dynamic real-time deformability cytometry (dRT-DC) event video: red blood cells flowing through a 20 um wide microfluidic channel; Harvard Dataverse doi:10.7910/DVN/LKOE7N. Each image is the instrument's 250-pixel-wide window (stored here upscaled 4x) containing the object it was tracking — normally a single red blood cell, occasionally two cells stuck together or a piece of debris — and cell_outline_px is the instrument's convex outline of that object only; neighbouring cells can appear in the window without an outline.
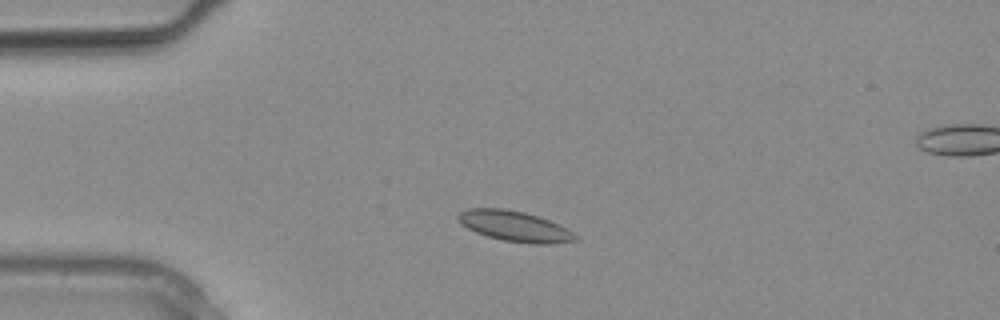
{"species": "common noctule bat (a hibernating species)", "species_latin": "Nyctalus noctula", "temperature_condition": "warm", "stored_images_in_passage": 3, "camera_frame_rate_fps": 3000, "um_per_image_px": 0.085, "animal": {"sex": "male", "body_mass_g": 20.4}, "frame": {"image": 1, "passage_image": 2, "time_ms": 0.333, "image_size_px": [1000, 320], "cell_outline_px": [[580, 240], [552, 244], [532, 244], [504, 240], [488, 236], [476, 232], [460, 224], [456, 220], [456, 216], [460, 212], [468, 208], [504, 208], [524, 212], [548, 220], [572, 232]], "centroid_in_image_um": [43.7, 19.23], "position_along_channel_um": 41.3, "area_um2": 20.69}}